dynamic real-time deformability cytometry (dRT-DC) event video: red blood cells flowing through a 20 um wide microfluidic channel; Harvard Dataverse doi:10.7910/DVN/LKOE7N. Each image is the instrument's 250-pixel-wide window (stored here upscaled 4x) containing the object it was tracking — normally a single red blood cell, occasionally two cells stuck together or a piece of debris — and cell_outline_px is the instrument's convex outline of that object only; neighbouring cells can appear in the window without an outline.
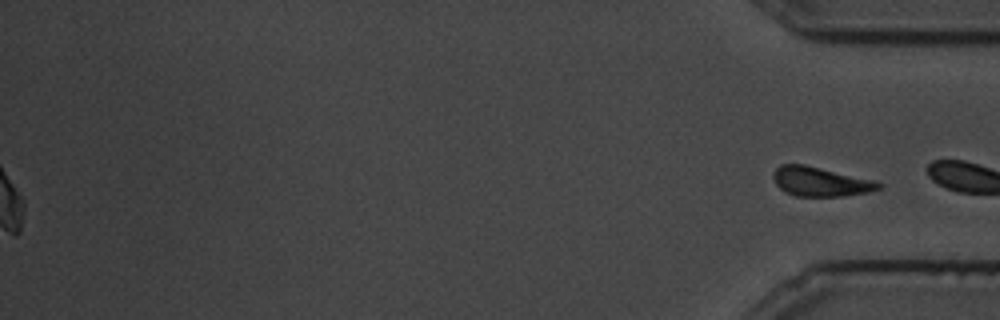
{"species": "common noctule bat (a hibernating species)", "species_latin": "Nyctalus noctula", "temperature_condition": "cold", "stored_images_in_passage": 23, "camera_frame_rate_fps": 3000, "um_per_image_px": 0.085, "animal": {"sex": "male", "body_mass_g": 19.5, "forearm_length_mm": 54.6}, "frame": {"image": 1, "passage_image": 23, "time_ms": 7.333, "image_size_px": [1000, 320], "cell_outline_px": [[884, 184], [880, 188], [868, 192], [844, 196], [796, 196], [784, 192], [776, 184], [772, 176], [772, 172], [780, 164], [804, 164], [876, 180]], "centroid_in_image_um": [69.73, 15.43], "position_along_channel_um": 365.5, "area_um2": 18.21}}